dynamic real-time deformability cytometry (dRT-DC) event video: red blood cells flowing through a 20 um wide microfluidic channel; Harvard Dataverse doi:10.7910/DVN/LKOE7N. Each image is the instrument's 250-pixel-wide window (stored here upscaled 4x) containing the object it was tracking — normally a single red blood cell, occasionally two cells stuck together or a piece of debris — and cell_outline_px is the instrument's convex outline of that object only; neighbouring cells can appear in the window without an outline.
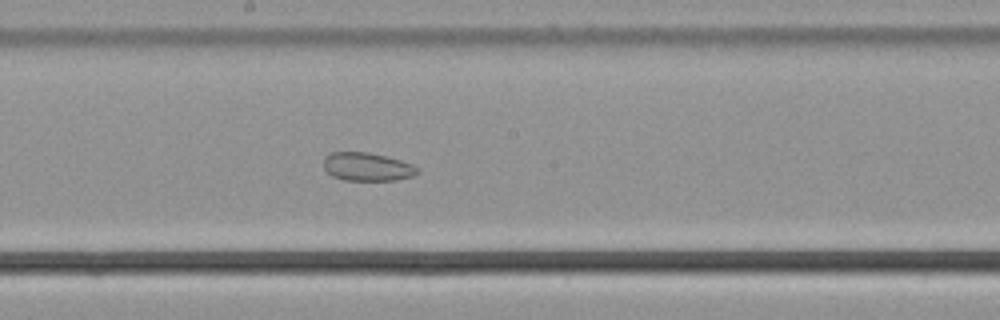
{"species": "common noctule bat (a hibernating species)", "species_latin": "Nyctalus noctula", "temperature_condition": "cold", "stored_images_in_passage": 57, "camera_frame_rate_fps": 3000, "um_per_image_px": 0.085, "animal": {"sex": "male", "body_mass_g": 21.5, "forearm_length_mm": 52.0}, "frame": {"image": 1, "passage_image": 32, "time_ms": 10.333, "image_size_px": [1000, 320], "cell_outline_px": [[420, 172], [412, 176], [396, 180], [344, 180], [332, 176], [324, 168], [324, 156], [328, 152], [368, 152], [400, 160], [412, 164], [420, 168]], "centroid_in_image_um": [31.21, 14.17], "position_along_channel_um": 217.0, "area_um2": 15.55}}
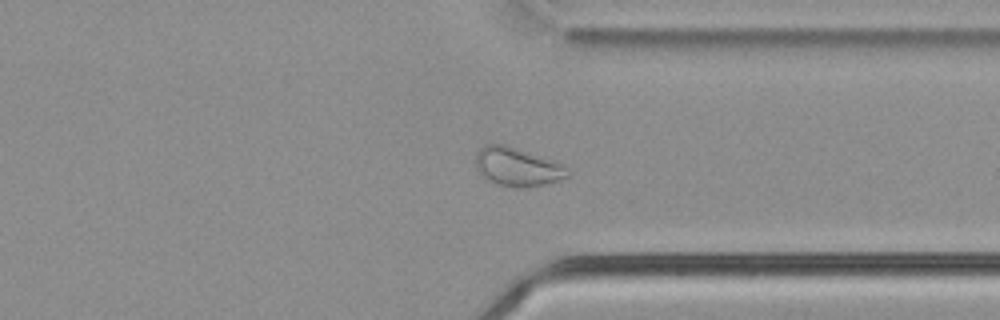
{"frame": {"image": 2, "passage_image": 44, "time_ms": 14.333, "image_size_px": [1000, 320], "cell_outline_px": [[572, 172], [568, 176], [544, 184], [524, 188], [520, 188], [500, 184], [484, 180], [480, 176], [476, 168], [476, 152], [484, 144], [504, 144], [556, 160], [564, 164]], "centroid_in_image_um": [43.97, 14.17], "position_along_channel_um": 367.4, "area_um2": 21.04}}
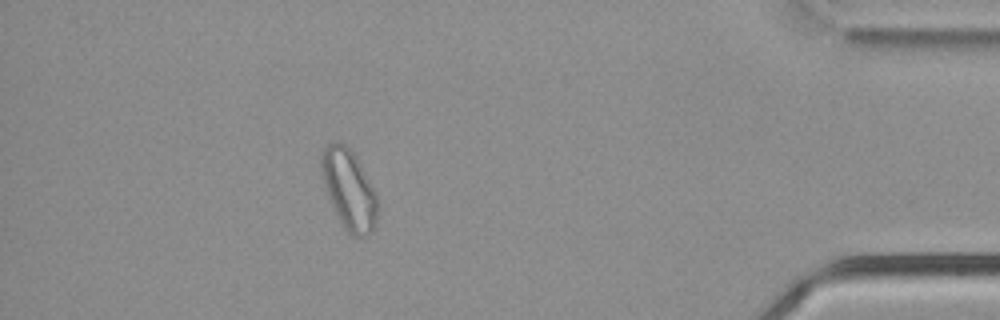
{"frame": {"image": 3, "passage_image": 51, "time_ms": 16.667, "image_size_px": [1000, 320], "cell_outline_px": [[376, 224], [372, 232], [364, 236], [352, 236], [344, 228], [336, 216], [332, 208], [320, 172], [320, 152], [332, 140], [336, 140], [344, 144], [356, 156], [376, 192]], "centroid_in_image_um": [29.62, 16.08], "position_along_channel_um": 405.6, "area_um2": 26.36}, "authors_computed_cell_mechanics": {"area_um2": 24.6228, "velocity_mm_per_s": 3.7488, "shape_relaxation_time_tau1_ms": null, "shape_relaxation_time_tau2_ms": 4.7813, "deformation_change_tau1": null, "deformation_change_tau2": 0.0899}}